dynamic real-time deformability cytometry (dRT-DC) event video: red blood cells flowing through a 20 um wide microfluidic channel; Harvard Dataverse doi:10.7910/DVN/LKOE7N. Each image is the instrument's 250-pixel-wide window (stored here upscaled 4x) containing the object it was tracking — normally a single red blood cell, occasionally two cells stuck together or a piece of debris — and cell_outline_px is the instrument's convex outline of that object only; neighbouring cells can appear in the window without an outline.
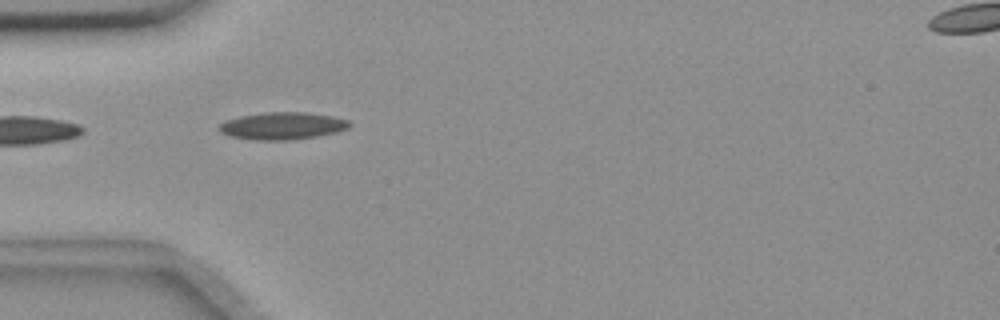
{"species": "common noctule bat (a hibernating species)", "species_latin": "Nyctalus noctula", "temperature_condition": "room temperature", "stored_images_in_passage": 2, "camera_frame_rate_fps": 3000, "um_per_image_px": 0.085, "animal": {"sex": "female", "body_mass_g": 18.4}, "frame": {"image": 1, "passage_image": 1, "time_ms": 0.0, "image_size_px": [1000, 320], "cell_outline_px": [[352, 124], [348, 128], [336, 132], [316, 136], [288, 140], [256, 140], [228, 136], [220, 132], [216, 128], [224, 120], [240, 116], [264, 112], [304, 112], [332, 116], [348, 120]], "centroid_in_image_um": [23.95, 10.69], "position_along_channel_um": 61.0, "area_um2": 20.81}}